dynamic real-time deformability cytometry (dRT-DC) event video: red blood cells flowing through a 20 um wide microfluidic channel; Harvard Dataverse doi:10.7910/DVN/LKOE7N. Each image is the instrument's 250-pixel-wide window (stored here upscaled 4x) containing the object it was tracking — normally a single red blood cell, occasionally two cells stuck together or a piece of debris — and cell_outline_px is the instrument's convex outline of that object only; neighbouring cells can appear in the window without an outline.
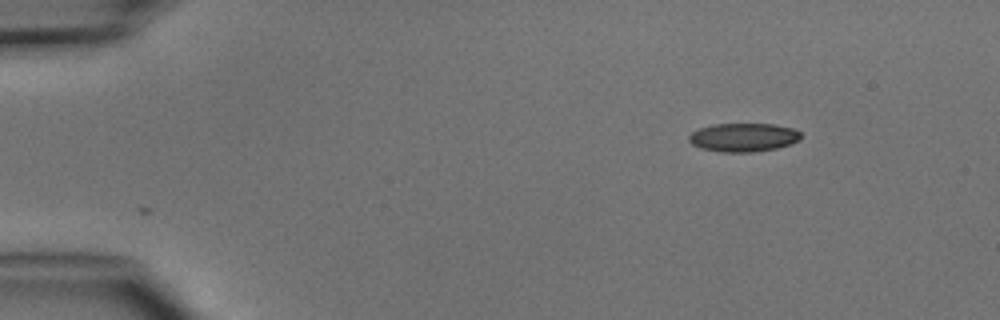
{"species": "common noctule bat (a hibernating species)", "species_latin": "Nyctalus noctula", "temperature_condition": "cold", "stored_images_in_passage": 6, "segment_of_instrument_passage": [2, 2], "camera_frame_rate_fps": 3000, "um_per_image_px": 0.085, "animal": {"sex": "male", "body_mass_g": 15.6}, "frame": {"image": 1, "passage_image": 6, "time_ms": 6.0, "image_size_px": [1000, 320], "cell_outline_px": [[800, 140], [776, 148], [752, 152], [720, 152], [700, 148], [692, 144], [688, 140], [688, 136], [692, 132], [700, 128], [712, 124], [772, 124], [792, 128], [800, 132]], "centroid_in_image_um": [63.15, 11.68], "position_along_channel_um": 21.9, "area_um2": 18.55}}